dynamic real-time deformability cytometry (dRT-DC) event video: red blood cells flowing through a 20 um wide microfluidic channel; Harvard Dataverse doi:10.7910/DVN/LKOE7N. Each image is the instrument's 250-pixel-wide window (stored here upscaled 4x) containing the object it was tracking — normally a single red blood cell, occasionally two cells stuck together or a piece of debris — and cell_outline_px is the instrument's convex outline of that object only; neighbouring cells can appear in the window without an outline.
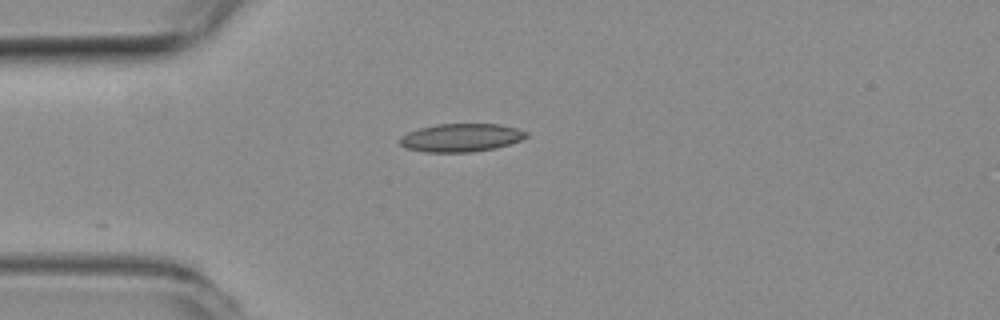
{"species": "common noctule bat (a hibernating species)", "species_latin": "Nyctalus noctula", "temperature_condition": "room temperature", "stored_images_in_passage": 10, "camera_frame_rate_fps": 3000, "um_per_image_px": 0.085, "animal": {"sex": "female", "body_mass_g": 19.3, "forearm_length_mm": 54.1}, "frame": {"image": 1, "passage_image": 1, "time_ms": 0.0, "image_size_px": [1000, 320], "cell_outline_px": [[528, 136], [520, 140], [496, 148], [472, 152], [424, 152], [404, 148], [400, 144], [400, 136], [408, 132], [420, 128], [436, 124], [500, 124], [516, 128], [528, 132]], "centroid_in_image_um": [39.17, 11.7], "position_along_channel_um": 45.8, "area_um2": 20.81}}
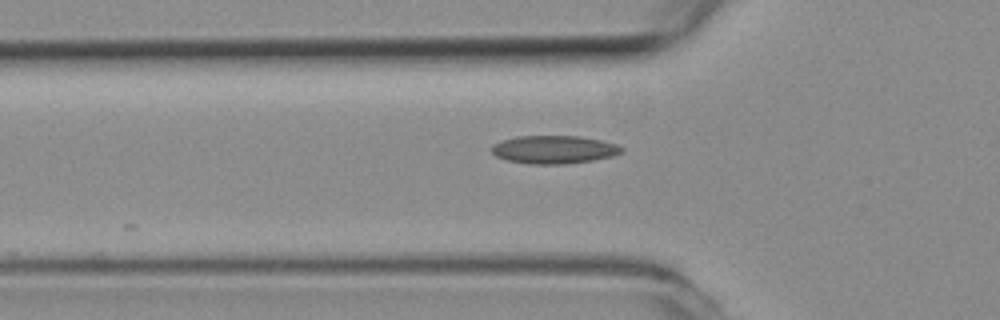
{"frame": {"image": 2, "passage_image": 5, "time_ms": 1.333, "image_size_px": [1000, 320], "cell_outline_px": [[624, 152], [612, 156], [592, 160], [564, 164], [528, 164], [508, 160], [496, 156], [488, 148], [492, 144], [500, 140], [516, 136], [580, 136], [600, 140], [616, 144], [624, 148]], "centroid_in_image_um": [47.05, 12.7], "position_along_channel_um": 78.8, "area_um2": 21.44}}
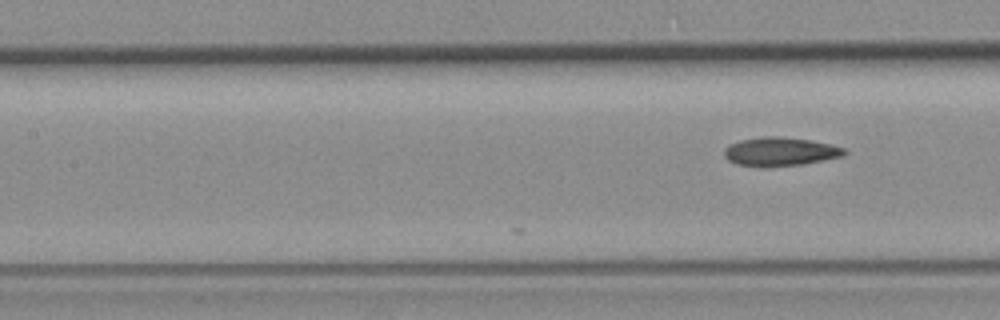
{"frame": {"image": 3, "passage_image": 10, "time_ms": 3.0, "image_size_px": [1000, 320], "cell_outline_px": [[848, 152], [844, 156], [824, 160], [800, 164], [768, 168], [736, 164], [728, 160], [724, 156], [724, 148], [740, 140], [764, 136], [780, 136], [808, 140], [828, 144], [844, 148]], "centroid_in_image_um": [66.29, 12.9], "position_along_channel_um": 141.1, "area_um2": 20.11}}